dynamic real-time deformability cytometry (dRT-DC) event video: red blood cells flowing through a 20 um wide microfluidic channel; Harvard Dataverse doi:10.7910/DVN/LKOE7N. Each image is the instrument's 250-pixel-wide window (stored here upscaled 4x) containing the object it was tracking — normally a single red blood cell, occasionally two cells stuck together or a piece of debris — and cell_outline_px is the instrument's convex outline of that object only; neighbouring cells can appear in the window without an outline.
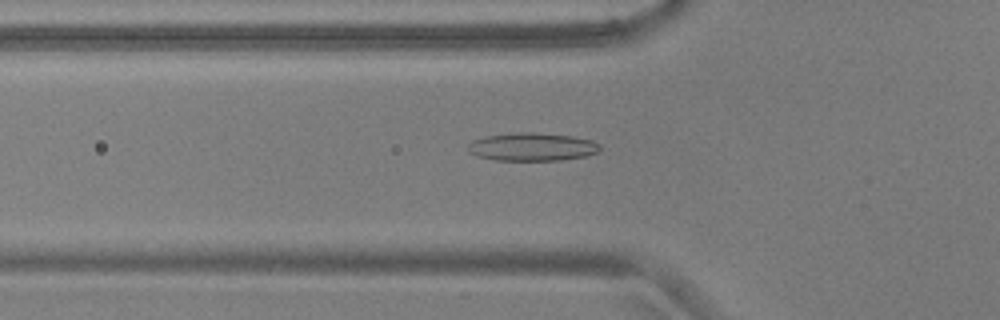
{"species": "common noctule bat (a hibernating species)", "species_latin": "Nyctalus noctula", "temperature_condition": "warm", "stored_images_in_passage": 55, "camera_frame_rate_fps": 3000, "um_per_image_px": 0.085, "animal": {"sex": "male", "body_mass_g": 17.9, "forearm_length_mm": 54.2}, "frame": {"image": 1, "passage_image": 19, "time_ms": 6.0, "image_size_px": [1000, 320], "cell_outline_px": [[600, 148], [596, 152], [584, 156], [560, 160], [496, 160], [476, 156], [468, 152], [468, 144], [472, 140], [488, 136], [516, 132], [528, 132], [572, 136], [592, 140], [600, 144]], "centroid_in_image_um": [45.2, 12.48], "position_along_channel_um": 80.6, "area_um2": 21.44}}
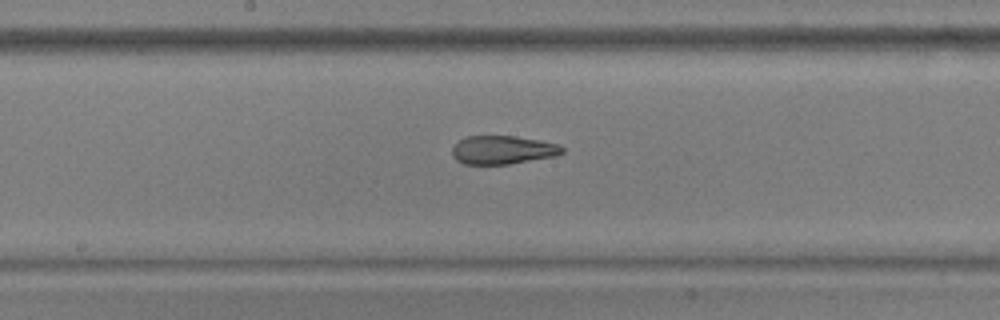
{"frame": {"image": 2, "passage_image": 29, "time_ms": 9.333, "image_size_px": [1000, 320], "cell_outline_px": [[564, 152], [556, 156], [508, 164], [464, 164], [456, 160], [452, 156], [452, 148], [460, 140], [468, 136], [512, 136], [540, 140], [560, 144], [564, 148]], "centroid_in_image_um": [42.75, 12.74], "position_along_channel_um": 205.4, "area_um2": 18.26}}
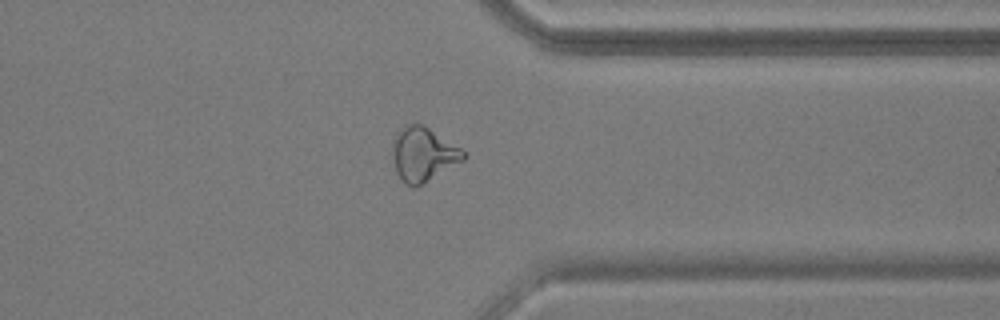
{"frame": {"image": 3, "passage_image": 43, "time_ms": 14.0, "image_size_px": [1000, 320], "cell_outline_px": [[468, 156], [464, 160], [416, 188], [412, 188], [400, 180], [396, 172], [392, 156], [392, 140], [400, 128], [404, 124], [424, 124], [460, 148]], "centroid_in_image_um": [35.94, 13.12], "position_along_channel_um": 375.5, "area_um2": 22.66}, "authors_computed_cell_mechanics": {"area_um2": 21.2704, "velocity_mm_per_s": 3.7098, "shape_relaxation_time_tau1_ms": null, "shape_relaxation_time_tau2_ms": 2.0503, "deformation_change_tau1": null, "deformation_change_tau2": 0.1054}}